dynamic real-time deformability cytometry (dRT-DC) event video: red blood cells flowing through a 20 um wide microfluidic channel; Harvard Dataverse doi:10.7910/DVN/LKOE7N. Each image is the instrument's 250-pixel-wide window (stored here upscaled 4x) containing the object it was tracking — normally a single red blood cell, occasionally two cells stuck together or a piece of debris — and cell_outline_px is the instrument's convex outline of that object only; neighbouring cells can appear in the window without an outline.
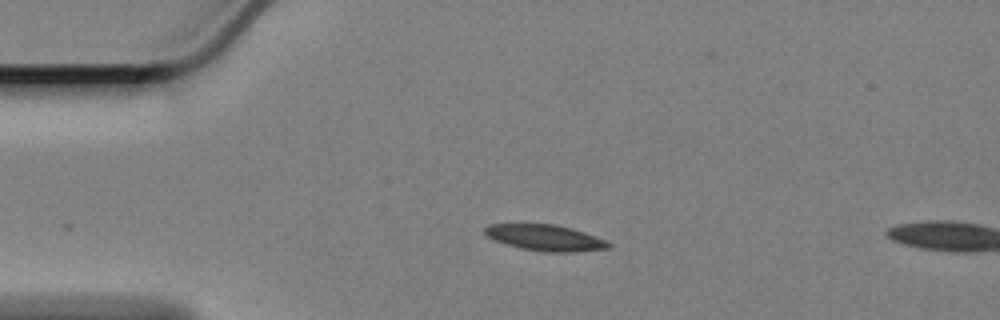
{"species": "Egyptian fruit bat (a non-hibernating species)", "species_latin": "Rousettus aegyptiacus", "temperature_condition": "cold", "stored_images_in_passage": 3, "camera_frame_rate_fps": 3000, "um_per_image_px": 0.085, "animal": {"sex": "female"}, "frame": {"image": 1, "passage_image": 1, "time_ms": 0.0, "image_size_px": [1000, 320], "cell_outline_px": [[612, 244], [608, 248], [572, 252], [544, 252], [520, 248], [496, 240], [488, 236], [484, 232], [484, 228], [488, 224], [556, 224], [572, 228], [584, 232], [604, 240]], "centroid_in_image_um": [46.33, 20.2], "position_along_channel_um": 38.7, "area_um2": 18.55}}